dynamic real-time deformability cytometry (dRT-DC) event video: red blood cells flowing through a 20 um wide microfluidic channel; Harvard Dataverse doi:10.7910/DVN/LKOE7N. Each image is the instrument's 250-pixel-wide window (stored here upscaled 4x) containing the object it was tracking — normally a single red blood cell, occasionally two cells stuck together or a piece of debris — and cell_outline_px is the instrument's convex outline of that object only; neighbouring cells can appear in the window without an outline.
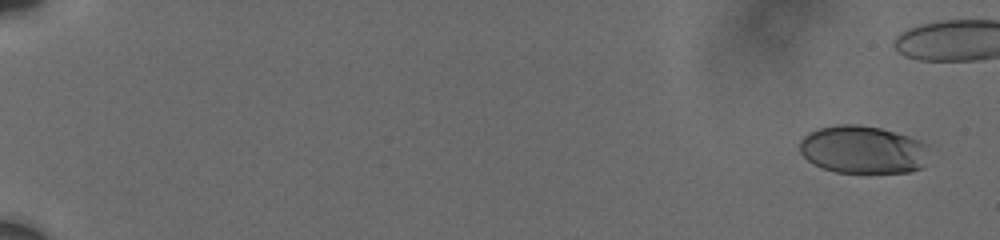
{"species": "human", "species_latin": "Homo sapiens", "temperature_condition": "cold", "stored_images_in_passage": 10, "segment_of_instrument_passage": [1, 2], "camera_frame_rate_fps": 3000, "um_per_image_px": 0.085, "donor": {"sex": "male"}, "frame": {"image": 1, "passage_image": 2, "time_ms": 0.667, "image_size_px": [1000, 240], "cell_outline_px": [[928, 144], [920, 168], [908, 172], [868, 176], [836, 172], [812, 164], [800, 152], [800, 140], [808, 132], [820, 128], [836, 124], [860, 124], [880, 128], [908, 136], [920, 140]], "centroid_in_image_um": [73.31, 12.76], "position_along_channel_um": 11.7, "area_um2": 36.82}}
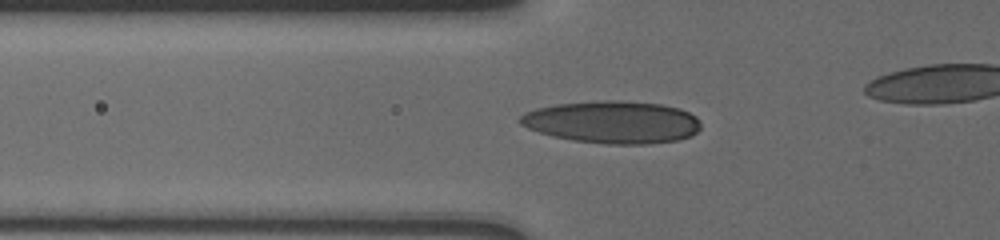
{"frame": {"image": 2, "passage_image": 9, "time_ms": 7.667, "image_size_px": [1000, 240], "cell_outline_px": [[700, 128], [692, 136], [676, 140], [648, 144], [608, 144], [572, 140], [552, 136], [528, 128], [520, 124], [520, 116], [524, 112], [536, 108], [556, 104], [596, 100], [616, 100], [660, 104], [680, 108], [696, 116], [700, 120]], "centroid_in_image_um": [52.07, 10.37], "position_along_channel_um": 73.7, "area_um2": 44.8}}